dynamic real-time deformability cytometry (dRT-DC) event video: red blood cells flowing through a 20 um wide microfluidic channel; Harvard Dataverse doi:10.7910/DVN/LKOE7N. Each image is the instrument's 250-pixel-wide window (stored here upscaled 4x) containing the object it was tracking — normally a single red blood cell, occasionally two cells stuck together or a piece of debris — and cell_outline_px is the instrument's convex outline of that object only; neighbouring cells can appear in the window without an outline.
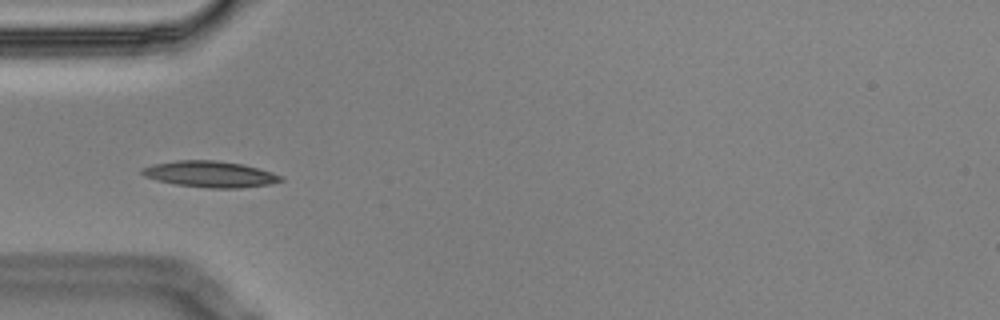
{"species": "Egyptian fruit bat (a non-hibernating species)", "species_latin": "Rousettus aegyptiacus", "temperature_condition": "cold", "stored_images_in_passage": 10, "camera_frame_rate_fps": 3000, "um_per_image_px": 0.085, "animal": {"sex": "male"}, "frame": {"image": 1, "passage_image": 6, "time_ms": 1.667, "image_size_px": [1000, 320], "cell_outline_px": [[284, 180], [272, 184], [240, 188], [208, 188], [176, 184], [156, 180], [144, 176], [140, 172], [140, 168], [152, 164], [176, 160], [216, 160], [240, 164], [272, 172], [284, 176]], "centroid_in_image_um": [17.85, 14.8], "position_along_channel_um": 67.2, "area_um2": 21.27}}
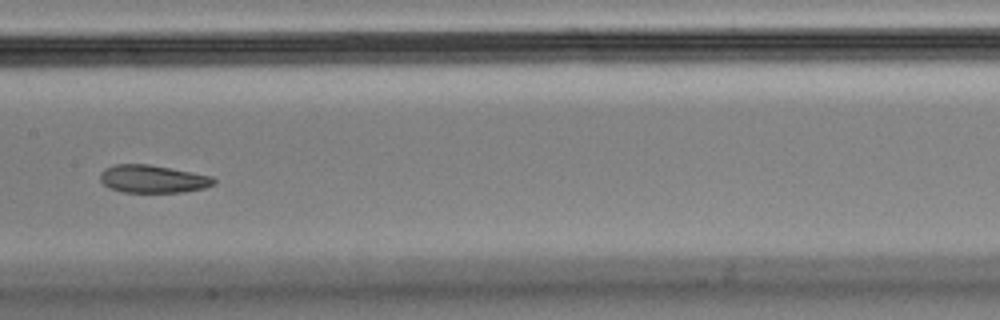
{"frame": {"image": 2, "passage_image": 9, "time_ms": 2.667, "image_size_px": [1000, 320], "cell_outline_px": [[216, 184], [204, 188], [184, 192], [124, 192], [108, 188], [100, 180], [100, 172], [104, 168], [116, 164], [148, 164], [212, 176], [216, 180]], "centroid_in_image_um": [12.98, 15.21], "position_along_channel_um": 194.4, "area_um2": 18.44}}
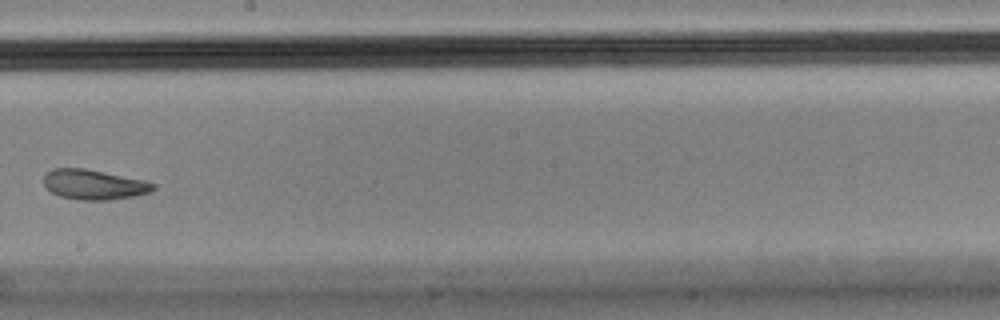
{"frame": {"image": 3, "passage_image": 10, "time_ms": 3.0, "image_size_px": [1000, 320], "cell_outline_px": [[156, 188], [152, 192], [136, 196], [108, 200], [80, 200], [60, 196], [52, 192], [44, 184], [44, 172], [52, 168], [84, 168], [144, 180], [156, 184]], "centroid_in_image_um": [8.0, 15.69], "position_along_channel_um": 240.2, "area_um2": 19.25}}